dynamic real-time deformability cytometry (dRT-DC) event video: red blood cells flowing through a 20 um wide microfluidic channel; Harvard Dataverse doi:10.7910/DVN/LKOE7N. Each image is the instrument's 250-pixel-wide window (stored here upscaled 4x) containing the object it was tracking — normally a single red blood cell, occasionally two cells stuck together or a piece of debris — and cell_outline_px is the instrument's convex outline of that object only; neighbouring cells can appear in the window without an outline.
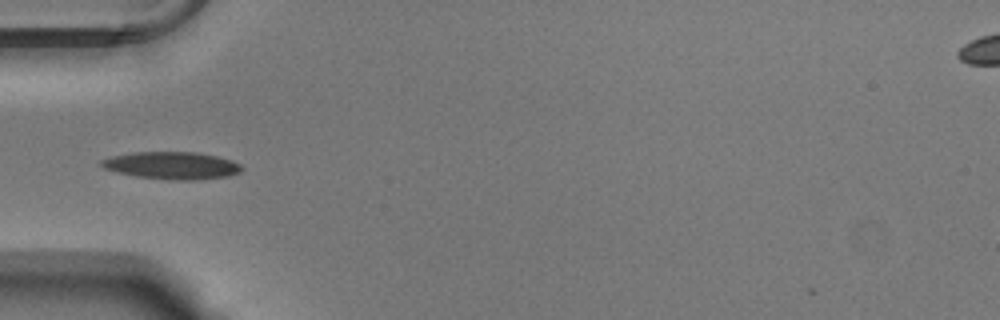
{"species": "Egyptian fruit bat (a non-hibernating species)", "species_latin": "Rousettus aegyptiacus", "temperature_condition": "warm", "stored_images_in_passage": 37, "camera_frame_rate_fps": 3000, "um_per_image_px": 0.085, "animal": {"sex": "male"}, "frame": {"image": 1, "passage_image": 1, "time_ms": 0.0, "image_size_px": [1000, 320], "cell_outline_px": [[244, 168], [240, 172], [228, 176], [196, 180], [168, 180], [136, 176], [116, 172], [104, 168], [100, 164], [100, 160], [112, 156], [132, 152], [196, 152], [216, 156], [240, 164]], "centroid_in_image_um": [14.59, 14.07], "position_along_channel_um": 70.4, "area_um2": 22.37}}
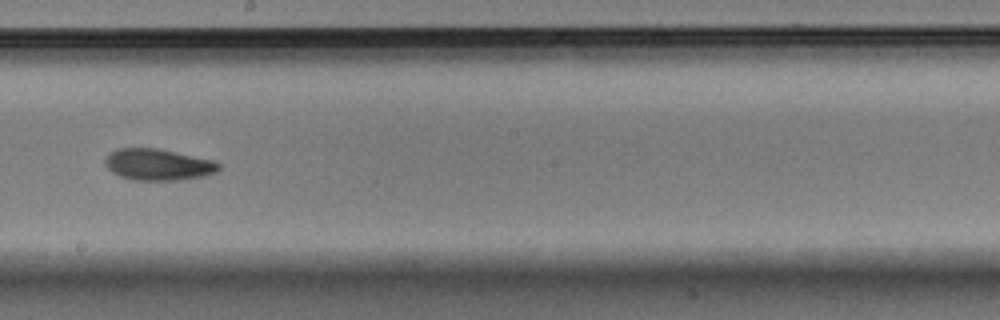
{"frame": {"image": 2, "passage_image": 14, "time_ms": 4.333, "image_size_px": [1000, 320], "cell_outline_px": [[220, 168], [216, 172], [204, 176], [180, 180], [132, 180], [120, 176], [112, 172], [104, 164], [104, 160], [116, 148], [156, 148], [216, 160], [220, 164]], "centroid_in_image_um": [13.46, 13.99], "position_along_channel_um": 234.7, "area_um2": 20.92}}
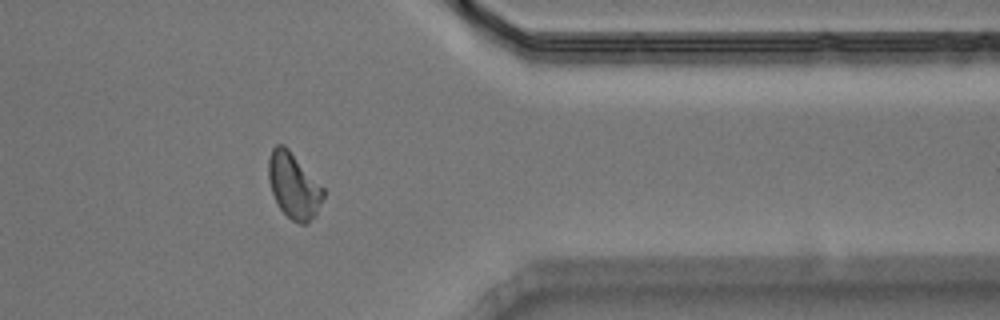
{"frame": {"image": 3, "passage_image": 27, "time_ms": 8.667, "image_size_px": [1000, 320], "cell_outline_px": [[324, 196], [316, 216], [308, 224], [300, 224], [292, 220], [280, 208], [272, 192], [268, 176], [268, 160], [272, 148], [276, 144], [284, 144], [288, 148], [324, 188]], "centroid_in_image_um": [24.98, 15.79], "position_along_channel_um": 386.4, "area_um2": 20.92}, "authors_computed_cell_mechanics": {"area_um2": 20.3456, "velocity_mm_per_s": 3.7746, "shape_relaxation_time_tau1_ms": 9.3406, "shape_relaxation_time_tau2_ms": 6.4464, "deformation_change_tau1": 0.2253, "deformation_change_tau2": 0.1403}}